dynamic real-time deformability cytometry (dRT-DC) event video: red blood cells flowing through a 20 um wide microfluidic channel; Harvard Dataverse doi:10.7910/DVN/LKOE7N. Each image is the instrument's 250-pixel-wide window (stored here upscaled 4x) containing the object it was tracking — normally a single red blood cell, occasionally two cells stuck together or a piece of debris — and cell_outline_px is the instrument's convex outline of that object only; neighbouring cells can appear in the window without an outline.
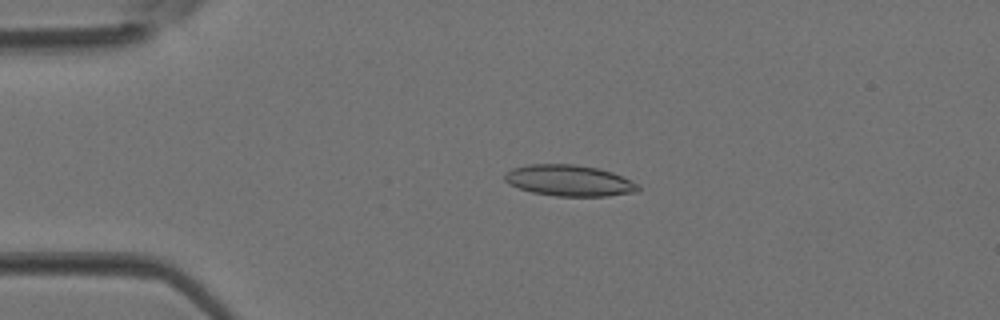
{"species": "Egyptian fruit bat (a non-hibernating species)", "species_latin": "Rousettus aegyptiacus", "temperature_condition": "room temperature", "stored_images_in_passage": 5, "camera_frame_rate_fps": 3000, "um_per_image_px": 0.085, "animal": {"sex": "female"}, "frame": {"image": 1, "passage_image": 3, "time_ms": 0.667, "image_size_px": [1000, 320], "cell_outline_px": [[640, 192], [608, 196], [556, 196], [532, 192], [508, 184], [504, 180], [504, 172], [512, 168], [528, 164], [572, 164], [596, 168], [612, 172], [632, 180], [640, 184]], "centroid_in_image_um": [48.4, 15.35], "position_along_channel_um": 36.6, "area_um2": 24.45}}
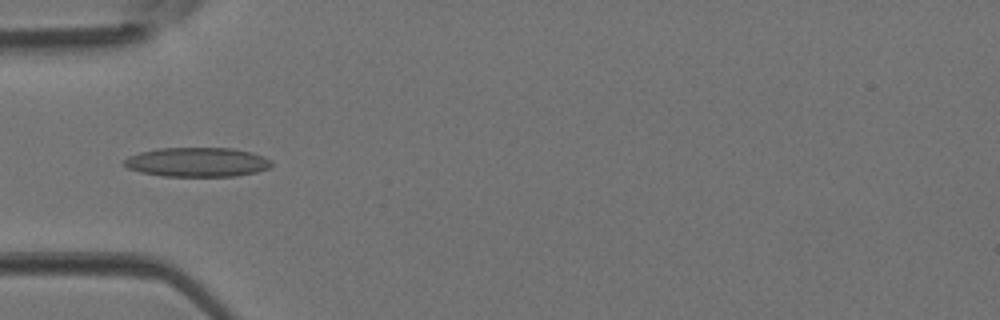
{"frame": {"image": 2, "passage_image": 4, "time_ms": 1.0, "image_size_px": [1000, 320], "cell_outline_px": [[272, 164], [268, 168], [256, 172], [236, 176], [164, 176], [140, 172], [128, 168], [124, 164], [124, 160], [128, 156], [140, 152], [160, 148], [232, 148], [252, 152], [264, 156], [272, 160]], "centroid_in_image_um": [16.78, 13.78], "position_along_channel_um": 68.2, "area_um2": 25.2}}
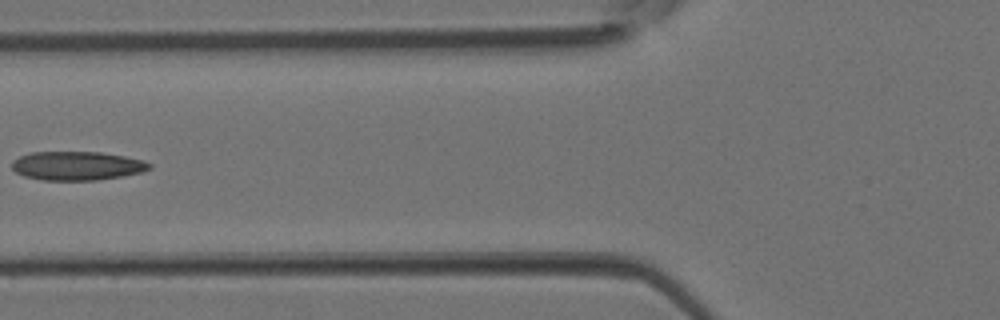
{"frame": {"image": 3, "passage_image": 5, "time_ms": 1.333, "image_size_px": [1000, 320], "cell_outline_px": [[152, 168], [144, 172], [124, 176], [96, 180], [44, 180], [24, 176], [16, 172], [12, 168], [12, 160], [20, 156], [32, 152], [100, 152], [124, 156], [144, 160], [152, 164]], "centroid_in_image_um": [6.59, 14.09], "position_along_channel_um": 119.2, "area_um2": 23.24}}